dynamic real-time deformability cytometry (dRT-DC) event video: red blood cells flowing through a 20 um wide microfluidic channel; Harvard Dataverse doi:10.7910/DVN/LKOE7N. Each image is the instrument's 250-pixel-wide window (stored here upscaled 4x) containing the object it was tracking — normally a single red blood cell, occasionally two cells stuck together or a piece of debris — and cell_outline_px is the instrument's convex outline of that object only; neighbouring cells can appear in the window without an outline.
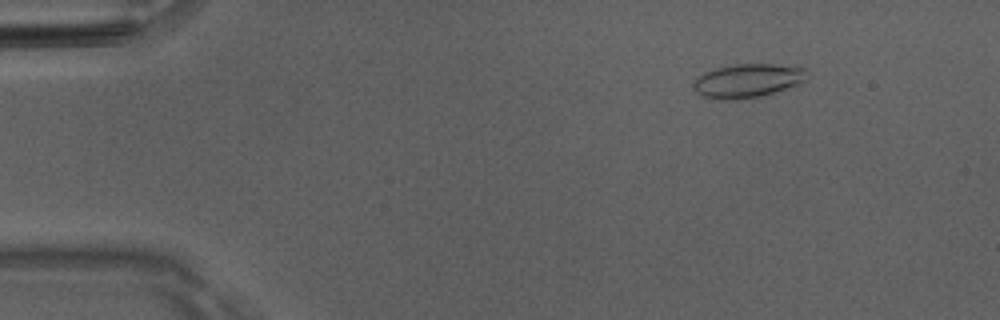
{"species": "Egyptian fruit bat (a non-hibernating species)", "species_latin": "Rousettus aegyptiacus", "temperature_condition": "room temperature", "stored_images_in_passage": 51, "camera_frame_rate_fps": 3000, "um_per_image_px": 0.085, "animal": {"sex": "male"}, "frame": {"image": 1, "passage_image": 7, "time_ms": 2.0, "image_size_px": [1000, 320], "cell_outline_px": [[804, 80], [800, 84], [772, 96], [736, 100], [720, 100], [704, 96], [696, 92], [692, 84], [704, 72], [716, 68], [736, 64], [796, 64], [804, 68]], "centroid_in_image_um": [63.62, 6.88], "position_along_channel_um": 21.4, "area_um2": 23.0}}
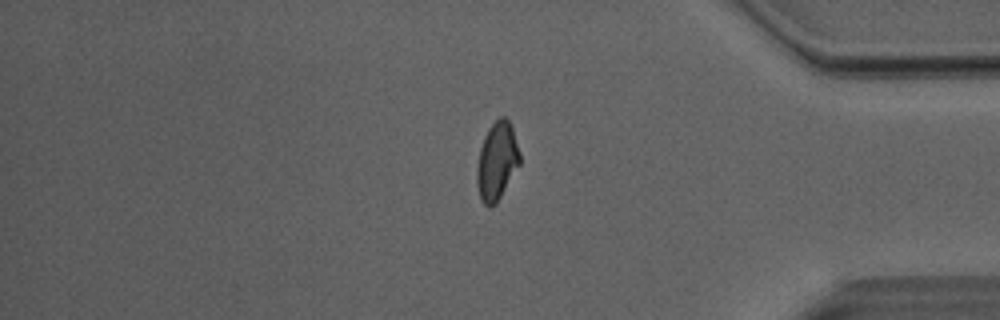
{"frame": {"image": 2, "passage_image": 43, "time_ms": 14.0, "image_size_px": [1000, 320], "cell_outline_px": [[520, 164], [496, 204], [488, 208], [480, 200], [476, 180], [476, 168], [480, 148], [484, 136], [488, 128], [500, 116], [504, 116], [508, 120], [512, 128], [520, 152]], "centroid_in_image_um": [42.22, 13.72], "position_along_channel_um": 393.0, "area_um2": 19.59}}
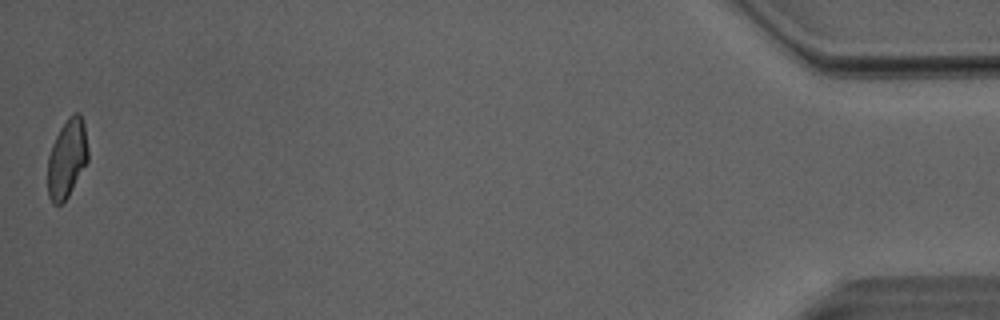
{"frame": {"image": 3, "passage_image": 51, "time_ms": 16.667, "image_size_px": [1000, 320], "cell_outline_px": [[88, 160], [68, 196], [60, 204], [52, 204], [48, 196], [48, 156], [52, 144], [60, 128], [68, 116], [76, 112], [80, 112], [84, 120], [88, 152]], "centroid_in_image_um": [5.7, 13.43], "position_along_channel_um": 429.5, "area_um2": 18.5}, "authors_computed_cell_mechanics": {"area_um2": 19.4786, "velocity_mm_per_s": 4.0542, "shape_relaxation_time_tau1_ms": 8.3648, "shape_relaxation_time_tau2_ms": 1.6614, "deformation_change_tau1": 0.2146, "deformation_change_tau2": 0.0678}}